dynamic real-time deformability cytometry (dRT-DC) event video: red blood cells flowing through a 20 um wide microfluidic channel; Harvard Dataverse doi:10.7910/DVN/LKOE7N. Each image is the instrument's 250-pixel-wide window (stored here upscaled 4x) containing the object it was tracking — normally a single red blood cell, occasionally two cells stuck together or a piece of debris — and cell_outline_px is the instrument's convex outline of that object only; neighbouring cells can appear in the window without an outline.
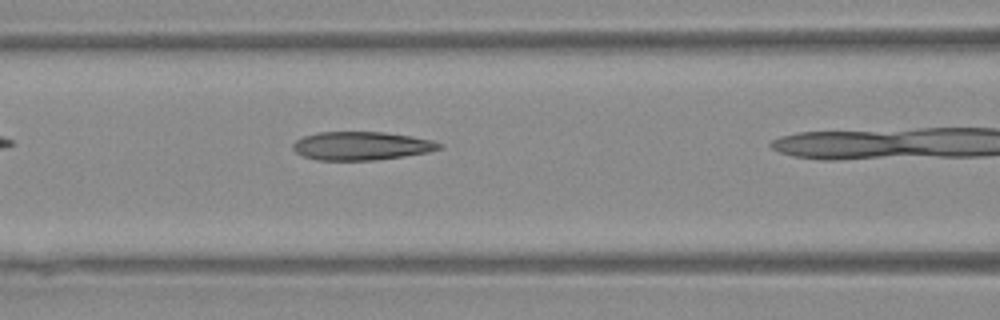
{"species": "Egyptian fruit bat (a non-hibernating species)", "species_latin": "Rousettus aegyptiacus", "temperature_condition": "warm", "stored_images_in_passage": 13, "camera_frame_rate_fps": 3000, "um_per_image_px": 0.085, "animal": {"sex": "female"}, "frame": {"image": 1, "passage_image": 6, "time_ms": 1.667, "image_size_px": [1000, 320], "cell_outline_px": [[444, 148], [428, 152], [404, 156], [376, 160], [316, 160], [304, 156], [296, 152], [292, 148], [292, 144], [296, 140], [304, 136], [320, 132], [384, 132], [412, 136], [432, 140], [440, 144]], "centroid_in_image_um": [30.72, 12.4], "position_along_channel_um": 135.9, "area_um2": 24.22}}